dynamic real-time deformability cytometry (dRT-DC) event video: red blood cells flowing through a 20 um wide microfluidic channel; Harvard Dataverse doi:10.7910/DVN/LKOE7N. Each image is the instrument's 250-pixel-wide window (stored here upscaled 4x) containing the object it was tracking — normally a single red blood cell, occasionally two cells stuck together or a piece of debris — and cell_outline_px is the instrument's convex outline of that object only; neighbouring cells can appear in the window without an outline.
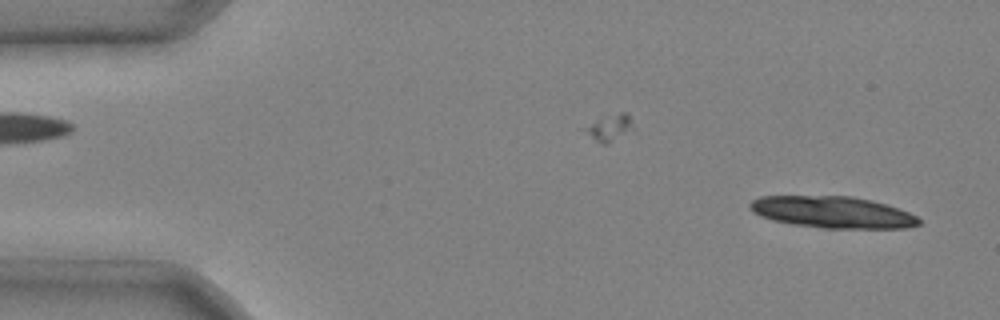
{"species": "common noctule bat (a hibernating species)", "species_latin": "Nyctalus noctula", "temperature_condition": "cold", "stored_images_in_passage": 4, "camera_frame_rate_fps": 3000, "um_per_image_px": 0.085, "animal": {"sex": "male", "body_mass_g": 20.4}, "frame": {"image": 1, "passage_image": 4, "time_ms": 1.0, "image_size_px": [1000, 320], "cell_outline_px": [[920, 224], [908, 228], [824, 228], [792, 224], [772, 220], [760, 216], [752, 212], [748, 208], [748, 204], [752, 200], [760, 196], [852, 196], [872, 200], [908, 212], [916, 216], [920, 220]], "centroid_in_image_um": [70.72, 18.03], "position_along_channel_um": 14.3, "area_um2": 31.21}}